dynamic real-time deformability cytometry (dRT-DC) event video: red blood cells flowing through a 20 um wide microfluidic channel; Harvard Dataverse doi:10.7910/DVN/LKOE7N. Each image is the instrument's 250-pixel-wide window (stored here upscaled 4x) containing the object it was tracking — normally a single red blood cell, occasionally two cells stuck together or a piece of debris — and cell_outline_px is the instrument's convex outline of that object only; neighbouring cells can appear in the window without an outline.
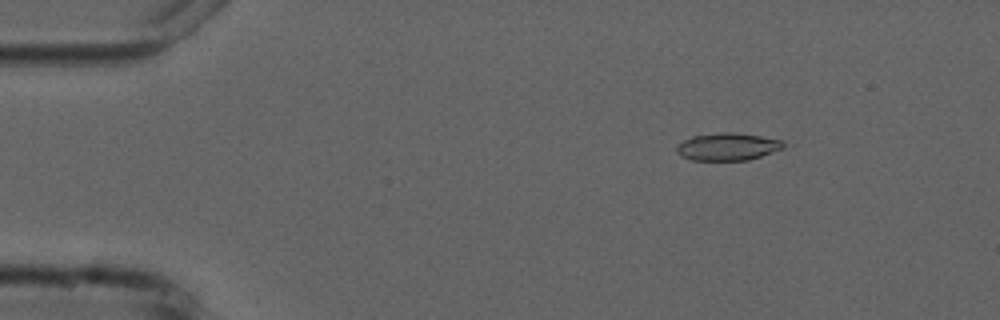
{"species": "common noctule bat (a hibernating species)", "species_latin": "Nyctalus noctula", "temperature_condition": "cold", "stored_images_in_passage": 5, "camera_frame_rate_fps": 3000, "um_per_image_px": 0.085, "animal": {"sex": "male", "forearm_length_mm": 52.5}, "frame": {"image": 1, "passage_image": 3, "time_ms": 2.333, "image_size_px": [1000, 320], "cell_outline_px": [[796, 144], [748, 160], [692, 160], [680, 156], [676, 152], [676, 144], [692, 136], [720, 132], [732, 132], [760, 136], [784, 140]], "centroid_in_image_um": [61.92, 12.46], "position_along_channel_um": 23.1, "area_um2": 17.51}}